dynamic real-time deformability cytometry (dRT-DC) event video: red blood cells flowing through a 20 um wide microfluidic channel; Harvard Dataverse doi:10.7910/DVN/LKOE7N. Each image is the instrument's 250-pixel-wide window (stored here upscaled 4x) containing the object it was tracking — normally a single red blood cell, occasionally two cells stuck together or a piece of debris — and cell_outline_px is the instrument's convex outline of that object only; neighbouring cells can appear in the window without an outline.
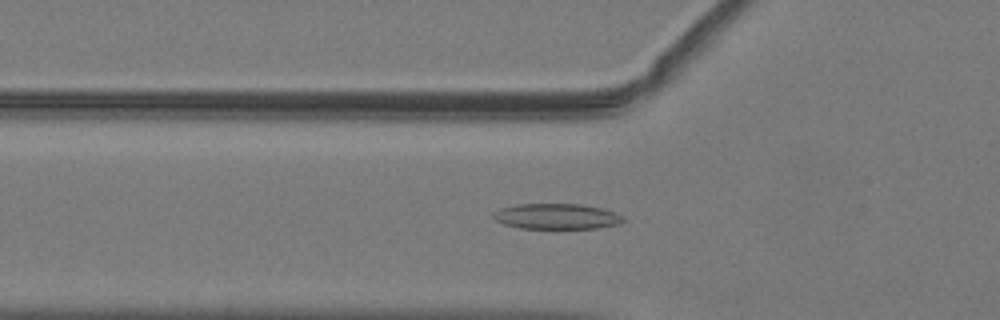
{"species": "common noctule bat (a hibernating species)", "species_latin": "Nyctalus noctula", "temperature_condition": "warm", "stored_images_in_passage": 47, "camera_frame_rate_fps": 3000, "um_per_image_px": 0.085, "animal": {"sex": "male", "body_mass_g": 19.2, "forearm_length_mm": 51.8}, "frame": {"image": 1, "passage_image": 14, "time_ms": 4.333, "image_size_px": [1000, 320], "cell_outline_px": [[624, 220], [620, 224], [596, 228], [520, 228], [504, 224], [496, 220], [492, 216], [492, 212], [500, 208], [516, 204], [580, 204], [600, 208], [616, 212]], "centroid_in_image_um": [47.28, 18.39], "position_along_channel_um": 78.5, "area_um2": 19.25}}
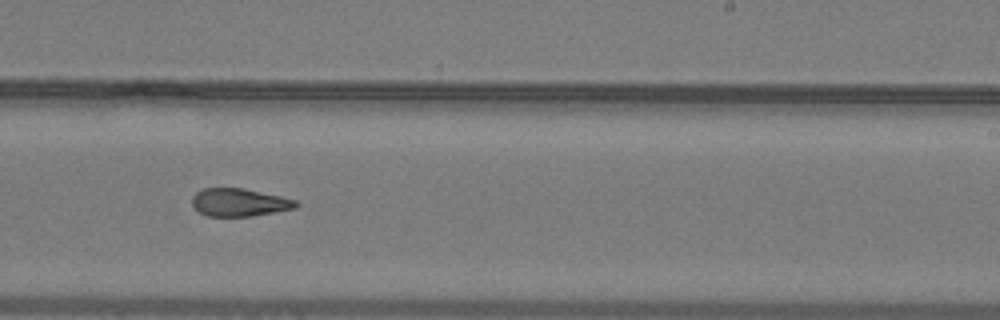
{"frame": {"image": 2, "passage_image": 28, "time_ms": 9.0, "image_size_px": [1000, 320], "cell_outline_px": [[300, 204], [296, 208], [252, 216], [208, 216], [200, 212], [192, 204], [192, 196], [196, 192], [204, 188], [244, 188], [280, 196], [296, 200]], "centroid_in_image_um": [20.35, 17.2], "position_along_channel_um": 268.6, "area_um2": 16.82}}
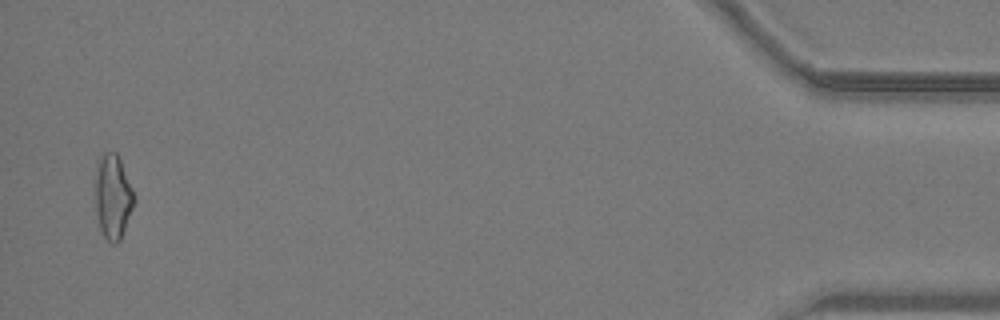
{"frame": {"image": 3, "passage_image": 46, "time_ms": 15.0, "image_size_px": [1000, 320], "cell_outline_px": [[136, 200], [120, 240], [116, 244], [112, 244], [104, 236], [100, 228], [96, 208], [96, 160], [104, 152], [116, 152], [120, 160], [136, 196]], "centroid_in_image_um": [9.61, 16.7], "position_along_channel_um": 425.6, "area_um2": 19.07}, "authors_computed_cell_mechanics": {"area_um2": 17.9758, "velocity_mm_per_s": 4.0519, "shape_relaxation_time_tau1_ms": null, "shape_relaxation_time_tau2_ms": 4.584, "deformation_change_tau1": null, "deformation_change_tau2": 0.1373}}